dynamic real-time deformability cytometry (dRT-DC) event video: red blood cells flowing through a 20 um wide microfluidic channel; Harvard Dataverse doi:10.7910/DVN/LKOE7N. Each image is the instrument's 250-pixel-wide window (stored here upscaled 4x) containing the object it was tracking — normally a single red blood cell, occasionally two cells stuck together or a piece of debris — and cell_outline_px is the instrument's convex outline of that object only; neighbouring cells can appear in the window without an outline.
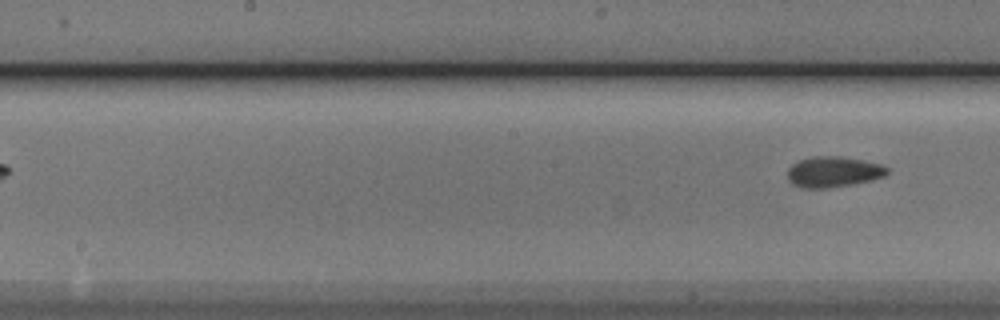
{"species": "Egyptian fruit bat (a non-hibernating species)", "species_latin": "Rousettus aegyptiacus", "temperature_condition": "cold", "stored_images_in_passage": 7, "segment_of_instrument_passage": [2, 2], "camera_frame_rate_fps": 3000, "um_per_image_px": 0.085, "animal": {"sex": "male"}, "frame": {"image": 1, "passage_image": 7, "time_ms": 2.0, "image_size_px": [1000, 320], "cell_outline_px": [[888, 172], [884, 176], [868, 180], [828, 188], [804, 188], [792, 184], [788, 180], [788, 168], [792, 164], [800, 160], [812, 156], [840, 156], [880, 164], [888, 168]], "centroid_in_image_um": [70.78, 14.6], "position_along_channel_um": 177.4, "area_um2": 17.51}}